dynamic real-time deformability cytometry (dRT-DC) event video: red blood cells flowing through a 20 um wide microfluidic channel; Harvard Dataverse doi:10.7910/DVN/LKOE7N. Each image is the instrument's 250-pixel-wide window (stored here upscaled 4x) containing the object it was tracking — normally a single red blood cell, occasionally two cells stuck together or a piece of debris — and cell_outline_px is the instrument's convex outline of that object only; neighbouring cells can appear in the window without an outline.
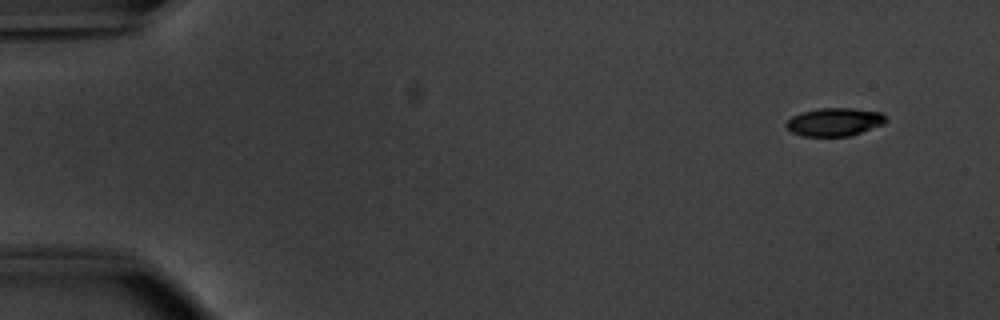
{"species": "common noctule bat (a hibernating species)", "species_latin": "Nyctalus noctula", "temperature_condition": "warm", "stored_images_in_passage": 9, "camera_frame_rate_fps": 3000, "um_per_image_px": 0.085, "animal": {"sex": "male", "body_mass_g": 20.1, "forearm_length_mm": 53.5}, "frame": {"image": 1, "passage_image": 1, "time_ms": 0.0, "image_size_px": [1000, 320], "cell_outline_px": [[888, 120], [884, 124], [848, 136], [804, 136], [792, 132], [784, 124], [792, 116], [800, 112], [820, 108], [852, 108], [880, 112]], "centroid_in_image_um": [70.92, 10.36], "position_along_channel_um": 14.1, "area_um2": 16.24}}